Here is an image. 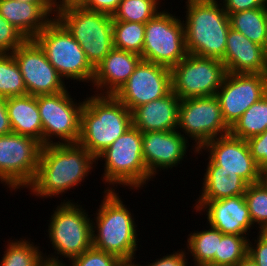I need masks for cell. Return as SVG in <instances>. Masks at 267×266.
Here are the masks:
<instances>
[{
  "label": "cell",
  "mask_w": 267,
  "mask_h": 266,
  "mask_svg": "<svg viewBox=\"0 0 267 266\" xmlns=\"http://www.w3.org/2000/svg\"><path fill=\"white\" fill-rule=\"evenodd\" d=\"M95 163L96 158L78 143L44 145L36 176L27 188L43 199L58 197L84 182Z\"/></svg>",
  "instance_id": "cell-1"
},
{
  "label": "cell",
  "mask_w": 267,
  "mask_h": 266,
  "mask_svg": "<svg viewBox=\"0 0 267 266\" xmlns=\"http://www.w3.org/2000/svg\"><path fill=\"white\" fill-rule=\"evenodd\" d=\"M12 54L20 68L28 95L55 94L68 89L34 39H27Z\"/></svg>",
  "instance_id": "cell-14"
},
{
  "label": "cell",
  "mask_w": 267,
  "mask_h": 266,
  "mask_svg": "<svg viewBox=\"0 0 267 266\" xmlns=\"http://www.w3.org/2000/svg\"><path fill=\"white\" fill-rule=\"evenodd\" d=\"M198 200H219L244 195L248 184L236 172L220 170L218 165H207Z\"/></svg>",
  "instance_id": "cell-25"
},
{
  "label": "cell",
  "mask_w": 267,
  "mask_h": 266,
  "mask_svg": "<svg viewBox=\"0 0 267 266\" xmlns=\"http://www.w3.org/2000/svg\"><path fill=\"white\" fill-rule=\"evenodd\" d=\"M132 127L131 111L114 95L86 97L78 144L97 158Z\"/></svg>",
  "instance_id": "cell-2"
},
{
  "label": "cell",
  "mask_w": 267,
  "mask_h": 266,
  "mask_svg": "<svg viewBox=\"0 0 267 266\" xmlns=\"http://www.w3.org/2000/svg\"><path fill=\"white\" fill-rule=\"evenodd\" d=\"M70 201L61 202L51 215L48 235L57 256L45 255L46 263L65 264L59 256L70 261L92 247V221L82 205Z\"/></svg>",
  "instance_id": "cell-7"
},
{
  "label": "cell",
  "mask_w": 267,
  "mask_h": 266,
  "mask_svg": "<svg viewBox=\"0 0 267 266\" xmlns=\"http://www.w3.org/2000/svg\"><path fill=\"white\" fill-rule=\"evenodd\" d=\"M247 142L259 168L267 166V129L260 135L249 138Z\"/></svg>",
  "instance_id": "cell-38"
},
{
  "label": "cell",
  "mask_w": 267,
  "mask_h": 266,
  "mask_svg": "<svg viewBox=\"0 0 267 266\" xmlns=\"http://www.w3.org/2000/svg\"><path fill=\"white\" fill-rule=\"evenodd\" d=\"M20 2H29V3H56L57 0H18Z\"/></svg>",
  "instance_id": "cell-46"
},
{
  "label": "cell",
  "mask_w": 267,
  "mask_h": 266,
  "mask_svg": "<svg viewBox=\"0 0 267 266\" xmlns=\"http://www.w3.org/2000/svg\"><path fill=\"white\" fill-rule=\"evenodd\" d=\"M120 2L121 0H83L80 5L87 10L113 16Z\"/></svg>",
  "instance_id": "cell-40"
},
{
  "label": "cell",
  "mask_w": 267,
  "mask_h": 266,
  "mask_svg": "<svg viewBox=\"0 0 267 266\" xmlns=\"http://www.w3.org/2000/svg\"><path fill=\"white\" fill-rule=\"evenodd\" d=\"M122 259L94 247L73 258L69 266H119Z\"/></svg>",
  "instance_id": "cell-35"
},
{
  "label": "cell",
  "mask_w": 267,
  "mask_h": 266,
  "mask_svg": "<svg viewBox=\"0 0 267 266\" xmlns=\"http://www.w3.org/2000/svg\"><path fill=\"white\" fill-rule=\"evenodd\" d=\"M13 132L6 109V98L0 96V136Z\"/></svg>",
  "instance_id": "cell-42"
},
{
  "label": "cell",
  "mask_w": 267,
  "mask_h": 266,
  "mask_svg": "<svg viewBox=\"0 0 267 266\" xmlns=\"http://www.w3.org/2000/svg\"><path fill=\"white\" fill-rule=\"evenodd\" d=\"M27 38L0 15V54L12 53Z\"/></svg>",
  "instance_id": "cell-36"
},
{
  "label": "cell",
  "mask_w": 267,
  "mask_h": 266,
  "mask_svg": "<svg viewBox=\"0 0 267 266\" xmlns=\"http://www.w3.org/2000/svg\"><path fill=\"white\" fill-rule=\"evenodd\" d=\"M248 236L223 234L214 266H237L248 255Z\"/></svg>",
  "instance_id": "cell-33"
},
{
  "label": "cell",
  "mask_w": 267,
  "mask_h": 266,
  "mask_svg": "<svg viewBox=\"0 0 267 266\" xmlns=\"http://www.w3.org/2000/svg\"><path fill=\"white\" fill-rule=\"evenodd\" d=\"M145 23L113 21V47L141 55Z\"/></svg>",
  "instance_id": "cell-30"
},
{
  "label": "cell",
  "mask_w": 267,
  "mask_h": 266,
  "mask_svg": "<svg viewBox=\"0 0 267 266\" xmlns=\"http://www.w3.org/2000/svg\"><path fill=\"white\" fill-rule=\"evenodd\" d=\"M267 94V73H226L216 97L225 122L231 127L254 103Z\"/></svg>",
  "instance_id": "cell-15"
},
{
  "label": "cell",
  "mask_w": 267,
  "mask_h": 266,
  "mask_svg": "<svg viewBox=\"0 0 267 266\" xmlns=\"http://www.w3.org/2000/svg\"><path fill=\"white\" fill-rule=\"evenodd\" d=\"M185 137L178 130L142 133L143 159L152 178L159 169H172L182 162L189 146Z\"/></svg>",
  "instance_id": "cell-18"
},
{
  "label": "cell",
  "mask_w": 267,
  "mask_h": 266,
  "mask_svg": "<svg viewBox=\"0 0 267 266\" xmlns=\"http://www.w3.org/2000/svg\"><path fill=\"white\" fill-rule=\"evenodd\" d=\"M83 0H58L57 4H80Z\"/></svg>",
  "instance_id": "cell-47"
},
{
  "label": "cell",
  "mask_w": 267,
  "mask_h": 266,
  "mask_svg": "<svg viewBox=\"0 0 267 266\" xmlns=\"http://www.w3.org/2000/svg\"><path fill=\"white\" fill-rule=\"evenodd\" d=\"M55 14L94 69L114 48L112 16L87 10L80 4H57Z\"/></svg>",
  "instance_id": "cell-5"
},
{
  "label": "cell",
  "mask_w": 267,
  "mask_h": 266,
  "mask_svg": "<svg viewBox=\"0 0 267 266\" xmlns=\"http://www.w3.org/2000/svg\"><path fill=\"white\" fill-rule=\"evenodd\" d=\"M254 241L248 240V256L257 266H267V231H259Z\"/></svg>",
  "instance_id": "cell-37"
},
{
  "label": "cell",
  "mask_w": 267,
  "mask_h": 266,
  "mask_svg": "<svg viewBox=\"0 0 267 266\" xmlns=\"http://www.w3.org/2000/svg\"><path fill=\"white\" fill-rule=\"evenodd\" d=\"M43 266H68V264H50V263H45Z\"/></svg>",
  "instance_id": "cell-48"
},
{
  "label": "cell",
  "mask_w": 267,
  "mask_h": 266,
  "mask_svg": "<svg viewBox=\"0 0 267 266\" xmlns=\"http://www.w3.org/2000/svg\"><path fill=\"white\" fill-rule=\"evenodd\" d=\"M172 91L171 69L141 60L128 81L114 94L130 111Z\"/></svg>",
  "instance_id": "cell-16"
},
{
  "label": "cell",
  "mask_w": 267,
  "mask_h": 266,
  "mask_svg": "<svg viewBox=\"0 0 267 266\" xmlns=\"http://www.w3.org/2000/svg\"><path fill=\"white\" fill-rule=\"evenodd\" d=\"M223 233L213 227L194 231L188 235L187 249L192 255L194 266H214L215 254H218L219 242Z\"/></svg>",
  "instance_id": "cell-27"
},
{
  "label": "cell",
  "mask_w": 267,
  "mask_h": 266,
  "mask_svg": "<svg viewBox=\"0 0 267 266\" xmlns=\"http://www.w3.org/2000/svg\"><path fill=\"white\" fill-rule=\"evenodd\" d=\"M92 221V247L123 259H136L137 225L134 214L115 190H105ZM95 221V222H94ZM96 225V226H95Z\"/></svg>",
  "instance_id": "cell-4"
},
{
  "label": "cell",
  "mask_w": 267,
  "mask_h": 266,
  "mask_svg": "<svg viewBox=\"0 0 267 266\" xmlns=\"http://www.w3.org/2000/svg\"><path fill=\"white\" fill-rule=\"evenodd\" d=\"M141 55L113 48L94 69L92 84L99 95H114L124 85L136 66Z\"/></svg>",
  "instance_id": "cell-21"
},
{
  "label": "cell",
  "mask_w": 267,
  "mask_h": 266,
  "mask_svg": "<svg viewBox=\"0 0 267 266\" xmlns=\"http://www.w3.org/2000/svg\"><path fill=\"white\" fill-rule=\"evenodd\" d=\"M227 14L267 7V0H220Z\"/></svg>",
  "instance_id": "cell-39"
},
{
  "label": "cell",
  "mask_w": 267,
  "mask_h": 266,
  "mask_svg": "<svg viewBox=\"0 0 267 266\" xmlns=\"http://www.w3.org/2000/svg\"><path fill=\"white\" fill-rule=\"evenodd\" d=\"M42 146L14 132L0 136V182L11 191L27 189L36 176Z\"/></svg>",
  "instance_id": "cell-10"
},
{
  "label": "cell",
  "mask_w": 267,
  "mask_h": 266,
  "mask_svg": "<svg viewBox=\"0 0 267 266\" xmlns=\"http://www.w3.org/2000/svg\"><path fill=\"white\" fill-rule=\"evenodd\" d=\"M195 204L193 207L196 212H207L209 226L223 234L246 236L254 227L244 195L219 200H197Z\"/></svg>",
  "instance_id": "cell-19"
},
{
  "label": "cell",
  "mask_w": 267,
  "mask_h": 266,
  "mask_svg": "<svg viewBox=\"0 0 267 266\" xmlns=\"http://www.w3.org/2000/svg\"><path fill=\"white\" fill-rule=\"evenodd\" d=\"M24 95H27L26 86L13 54H0V96L8 98Z\"/></svg>",
  "instance_id": "cell-31"
},
{
  "label": "cell",
  "mask_w": 267,
  "mask_h": 266,
  "mask_svg": "<svg viewBox=\"0 0 267 266\" xmlns=\"http://www.w3.org/2000/svg\"><path fill=\"white\" fill-rule=\"evenodd\" d=\"M162 10L145 23L142 60L172 68L187 56L183 20Z\"/></svg>",
  "instance_id": "cell-9"
},
{
  "label": "cell",
  "mask_w": 267,
  "mask_h": 266,
  "mask_svg": "<svg viewBox=\"0 0 267 266\" xmlns=\"http://www.w3.org/2000/svg\"><path fill=\"white\" fill-rule=\"evenodd\" d=\"M229 15L230 27L250 41L266 47L267 7L238 11Z\"/></svg>",
  "instance_id": "cell-26"
},
{
  "label": "cell",
  "mask_w": 267,
  "mask_h": 266,
  "mask_svg": "<svg viewBox=\"0 0 267 266\" xmlns=\"http://www.w3.org/2000/svg\"><path fill=\"white\" fill-rule=\"evenodd\" d=\"M7 243L0 266H43L46 263L45 254L29 239L8 240Z\"/></svg>",
  "instance_id": "cell-29"
},
{
  "label": "cell",
  "mask_w": 267,
  "mask_h": 266,
  "mask_svg": "<svg viewBox=\"0 0 267 266\" xmlns=\"http://www.w3.org/2000/svg\"><path fill=\"white\" fill-rule=\"evenodd\" d=\"M265 52H266V57H267V42H266Z\"/></svg>",
  "instance_id": "cell-49"
},
{
  "label": "cell",
  "mask_w": 267,
  "mask_h": 266,
  "mask_svg": "<svg viewBox=\"0 0 267 266\" xmlns=\"http://www.w3.org/2000/svg\"><path fill=\"white\" fill-rule=\"evenodd\" d=\"M133 260L134 259H123L121 261V263L119 264V266H142L138 262H135L136 260H134V261Z\"/></svg>",
  "instance_id": "cell-45"
},
{
  "label": "cell",
  "mask_w": 267,
  "mask_h": 266,
  "mask_svg": "<svg viewBox=\"0 0 267 266\" xmlns=\"http://www.w3.org/2000/svg\"><path fill=\"white\" fill-rule=\"evenodd\" d=\"M104 160V173L102 181L107 185L106 190H115L118 185L138 190L151 181L142 152V132L130 127L117 140H115L97 158ZM147 181V182H146ZM113 187H110L112 186ZM109 186V187H108Z\"/></svg>",
  "instance_id": "cell-6"
},
{
  "label": "cell",
  "mask_w": 267,
  "mask_h": 266,
  "mask_svg": "<svg viewBox=\"0 0 267 266\" xmlns=\"http://www.w3.org/2000/svg\"><path fill=\"white\" fill-rule=\"evenodd\" d=\"M220 60L192 54L171 68L172 91L180 100L214 96L226 76Z\"/></svg>",
  "instance_id": "cell-12"
},
{
  "label": "cell",
  "mask_w": 267,
  "mask_h": 266,
  "mask_svg": "<svg viewBox=\"0 0 267 266\" xmlns=\"http://www.w3.org/2000/svg\"><path fill=\"white\" fill-rule=\"evenodd\" d=\"M6 109L14 133L34 138L43 145V126L36 96L8 97Z\"/></svg>",
  "instance_id": "cell-24"
},
{
  "label": "cell",
  "mask_w": 267,
  "mask_h": 266,
  "mask_svg": "<svg viewBox=\"0 0 267 266\" xmlns=\"http://www.w3.org/2000/svg\"><path fill=\"white\" fill-rule=\"evenodd\" d=\"M186 254H189L185 250H178L173 254H167L166 256H163V258L156 259L153 263H148V265L145 266H188V259L186 257Z\"/></svg>",
  "instance_id": "cell-41"
},
{
  "label": "cell",
  "mask_w": 267,
  "mask_h": 266,
  "mask_svg": "<svg viewBox=\"0 0 267 266\" xmlns=\"http://www.w3.org/2000/svg\"><path fill=\"white\" fill-rule=\"evenodd\" d=\"M56 6L57 3L0 0V15L27 39H34L55 18Z\"/></svg>",
  "instance_id": "cell-20"
},
{
  "label": "cell",
  "mask_w": 267,
  "mask_h": 266,
  "mask_svg": "<svg viewBox=\"0 0 267 266\" xmlns=\"http://www.w3.org/2000/svg\"><path fill=\"white\" fill-rule=\"evenodd\" d=\"M178 131L191 137L194 153L208 141L226 135L230 126L225 122L219 99L214 96L194 97L180 100Z\"/></svg>",
  "instance_id": "cell-13"
},
{
  "label": "cell",
  "mask_w": 267,
  "mask_h": 266,
  "mask_svg": "<svg viewBox=\"0 0 267 266\" xmlns=\"http://www.w3.org/2000/svg\"><path fill=\"white\" fill-rule=\"evenodd\" d=\"M218 0H187L183 20L188 54L223 61L229 15ZM185 22V23H184Z\"/></svg>",
  "instance_id": "cell-3"
},
{
  "label": "cell",
  "mask_w": 267,
  "mask_h": 266,
  "mask_svg": "<svg viewBox=\"0 0 267 266\" xmlns=\"http://www.w3.org/2000/svg\"><path fill=\"white\" fill-rule=\"evenodd\" d=\"M267 190V166L260 169L259 182Z\"/></svg>",
  "instance_id": "cell-43"
},
{
  "label": "cell",
  "mask_w": 267,
  "mask_h": 266,
  "mask_svg": "<svg viewBox=\"0 0 267 266\" xmlns=\"http://www.w3.org/2000/svg\"><path fill=\"white\" fill-rule=\"evenodd\" d=\"M203 150L209 152L208 165L236 172L248 185L259 182L260 168L251 155L247 140L228 133L208 141L196 154Z\"/></svg>",
  "instance_id": "cell-17"
},
{
  "label": "cell",
  "mask_w": 267,
  "mask_h": 266,
  "mask_svg": "<svg viewBox=\"0 0 267 266\" xmlns=\"http://www.w3.org/2000/svg\"><path fill=\"white\" fill-rule=\"evenodd\" d=\"M69 94L66 89L55 94L36 96L43 126V146L54 143H77L79 140L81 112L85 99L77 103ZM54 138L61 142H54Z\"/></svg>",
  "instance_id": "cell-11"
},
{
  "label": "cell",
  "mask_w": 267,
  "mask_h": 266,
  "mask_svg": "<svg viewBox=\"0 0 267 266\" xmlns=\"http://www.w3.org/2000/svg\"><path fill=\"white\" fill-rule=\"evenodd\" d=\"M34 40L64 80L92 83L94 68L80 44L56 18Z\"/></svg>",
  "instance_id": "cell-8"
},
{
  "label": "cell",
  "mask_w": 267,
  "mask_h": 266,
  "mask_svg": "<svg viewBox=\"0 0 267 266\" xmlns=\"http://www.w3.org/2000/svg\"><path fill=\"white\" fill-rule=\"evenodd\" d=\"M222 62L228 73H267L265 48L231 27Z\"/></svg>",
  "instance_id": "cell-22"
},
{
  "label": "cell",
  "mask_w": 267,
  "mask_h": 266,
  "mask_svg": "<svg viewBox=\"0 0 267 266\" xmlns=\"http://www.w3.org/2000/svg\"><path fill=\"white\" fill-rule=\"evenodd\" d=\"M160 5V0H121L112 18L113 21L146 23L160 12Z\"/></svg>",
  "instance_id": "cell-32"
},
{
  "label": "cell",
  "mask_w": 267,
  "mask_h": 266,
  "mask_svg": "<svg viewBox=\"0 0 267 266\" xmlns=\"http://www.w3.org/2000/svg\"><path fill=\"white\" fill-rule=\"evenodd\" d=\"M237 266H257V264L247 255Z\"/></svg>",
  "instance_id": "cell-44"
},
{
  "label": "cell",
  "mask_w": 267,
  "mask_h": 266,
  "mask_svg": "<svg viewBox=\"0 0 267 266\" xmlns=\"http://www.w3.org/2000/svg\"><path fill=\"white\" fill-rule=\"evenodd\" d=\"M179 103V97L171 91L165 97L134 108L132 126L142 133L177 130Z\"/></svg>",
  "instance_id": "cell-23"
},
{
  "label": "cell",
  "mask_w": 267,
  "mask_h": 266,
  "mask_svg": "<svg viewBox=\"0 0 267 266\" xmlns=\"http://www.w3.org/2000/svg\"><path fill=\"white\" fill-rule=\"evenodd\" d=\"M244 197L253 226L259 225V231H267V190L260 183L250 184Z\"/></svg>",
  "instance_id": "cell-34"
},
{
  "label": "cell",
  "mask_w": 267,
  "mask_h": 266,
  "mask_svg": "<svg viewBox=\"0 0 267 266\" xmlns=\"http://www.w3.org/2000/svg\"><path fill=\"white\" fill-rule=\"evenodd\" d=\"M267 129V94L252 104L242 116L233 123L229 133L232 136L248 140L260 135Z\"/></svg>",
  "instance_id": "cell-28"
}]
</instances>
